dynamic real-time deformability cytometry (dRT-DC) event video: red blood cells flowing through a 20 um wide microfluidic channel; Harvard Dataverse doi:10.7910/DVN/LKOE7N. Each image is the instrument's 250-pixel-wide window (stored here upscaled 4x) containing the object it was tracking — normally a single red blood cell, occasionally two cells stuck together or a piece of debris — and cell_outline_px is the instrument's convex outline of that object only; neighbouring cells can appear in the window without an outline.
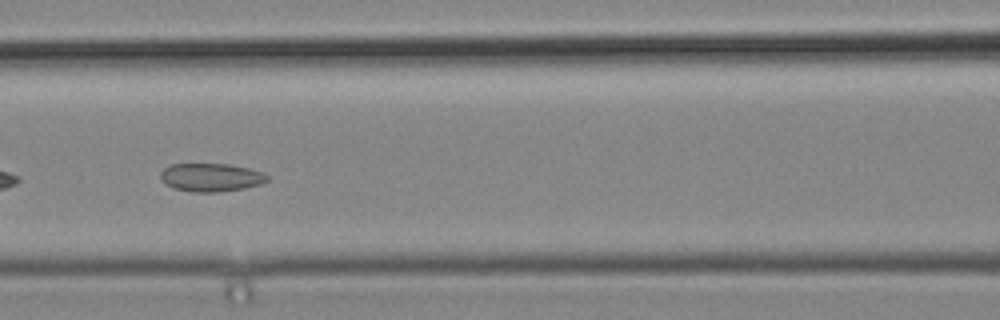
{"species": "common noctule bat (a hibernating species)", "species_latin": "Nyctalus noctula", "temperature_condition": "cold", "stored_images_in_passage": 44, "camera_frame_rate_fps": 3000, "um_per_image_px": 0.085, "animal": {"sex": "male", "body_mass_g": 19.2, "forearm_length_mm": 51.8}, "frame": {"image": 1, "passage_image": 16, "time_ms": 5.0, "image_size_px": [1000, 320], "cell_outline_px": [[268, 180], [260, 184], [244, 188], [216, 192], [192, 192], [172, 188], [160, 176], [160, 172], [168, 164], [228, 164], [248, 168], [264, 172], [268, 176]], "centroid_in_image_um": [17.94, 15.07], "position_along_channel_um": 148.7, "area_um2": 17.51}}
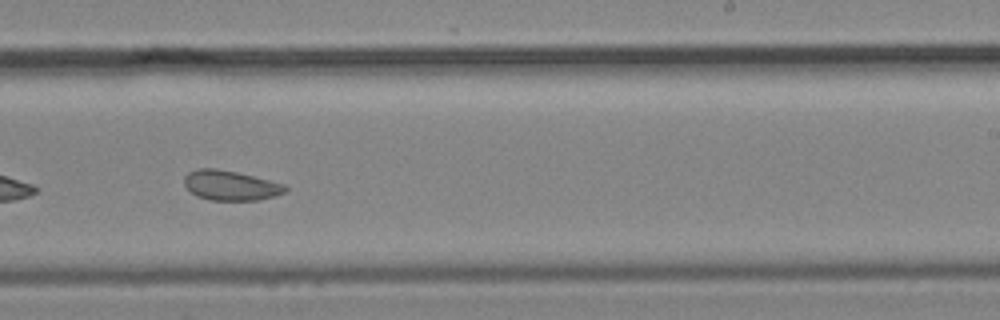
{"frame": {"image": 2, "passage_image": 25, "time_ms": 8.0, "image_size_px": [1000, 320], "cell_outline_px": [[288, 188], [284, 192], [276, 196], [260, 200], [212, 200], [196, 196], [184, 184], [184, 176], [188, 172], [196, 168], [216, 168], [236, 172], [284, 184]], "centroid_in_image_um": [19.58, 15.76], "position_along_channel_um": 269.4, "area_um2": 17.51}}
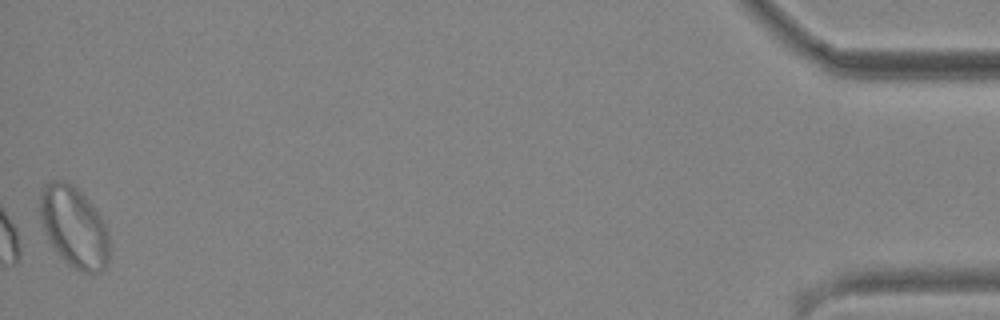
{"frame": {"image": 3, "passage_image": 44, "time_ms": 14.333, "image_size_px": [1000, 320], "cell_outline_px": [[108, 264], [100, 272], [80, 272], [68, 264], [60, 256], [48, 240], [40, 224], [40, 196], [44, 184], [52, 180], [60, 180], [72, 184], [88, 200], [104, 220], [108, 232]], "centroid_in_image_um": [6.28, 19.3], "position_along_channel_um": 428.9, "area_um2": 32.77}}